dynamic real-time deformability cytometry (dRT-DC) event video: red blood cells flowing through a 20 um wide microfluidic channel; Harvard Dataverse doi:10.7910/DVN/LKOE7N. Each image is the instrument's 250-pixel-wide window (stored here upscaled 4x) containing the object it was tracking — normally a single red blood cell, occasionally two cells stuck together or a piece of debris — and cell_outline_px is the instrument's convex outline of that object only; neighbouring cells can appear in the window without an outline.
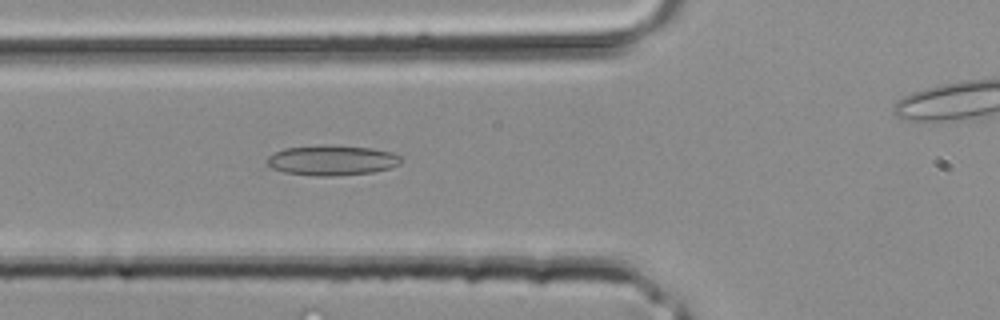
{"species": "common noctule bat (a hibernating species)", "species_latin": "Nyctalus noctula", "temperature_condition": "room temperature", "stored_images_in_passage": 26, "camera_frame_rate_fps": 3000, "um_per_image_px": 0.085, "animal": {"sex": "male", "body_mass_g": 20.4}, "frame": {"image": 1, "passage_image": 8, "time_ms": 2.333, "image_size_px": [1000, 320], "cell_outline_px": [[404, 160], [400, 164], [392, 168], [372, 172], [332, 176], [316, 176], [284, 172], [272, 168], [268, 164], [268, 156], [284, 148], [316, 144], [320, 144], [372, 148], [392, 152], [400, 156]], "centroid_in_image_um": [28.25, 13.61], "position_along_channel_um": 97.6, "area_um2": 23.76}}
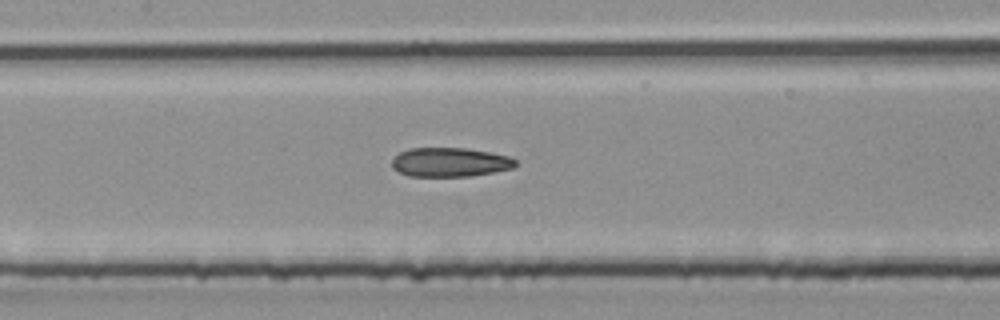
{"frame": {"image": 2, "passage_image": 12, "time_ms": 3.667, "image_size_px": [1000, 320], "cell_outline_px": [[516, 164], [512, 168], [472, 176], [408, 176], [392, 168], [392, 160], [400, 152], [412, 148], [468, 148], [512, 156], [516, 160]], "centroid_in_image_um": [38.27, 13.78], "position_along_channel_um": 169.1, "area_um2": 20.98}}
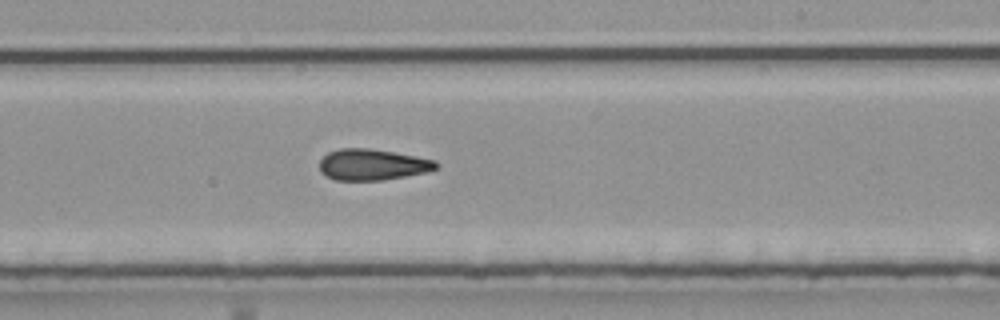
{"frame": {"image": 3, "passage_image": 17, "time_ms": 5.333, "image_size_px": [1000, 320], "cell_outline_px": [[440, 168], [428, 172], [384, 180], [336, 180], [324, 176], [320, 172], [320, 160], [328, 152], [340, 148], [368, 148], [416, 156], [436, 160], [440, 164]], "centroid_in_image_um": [31.69, 14.0], "position_along_channel_um": 257.3, "area_um2": 21.39}}